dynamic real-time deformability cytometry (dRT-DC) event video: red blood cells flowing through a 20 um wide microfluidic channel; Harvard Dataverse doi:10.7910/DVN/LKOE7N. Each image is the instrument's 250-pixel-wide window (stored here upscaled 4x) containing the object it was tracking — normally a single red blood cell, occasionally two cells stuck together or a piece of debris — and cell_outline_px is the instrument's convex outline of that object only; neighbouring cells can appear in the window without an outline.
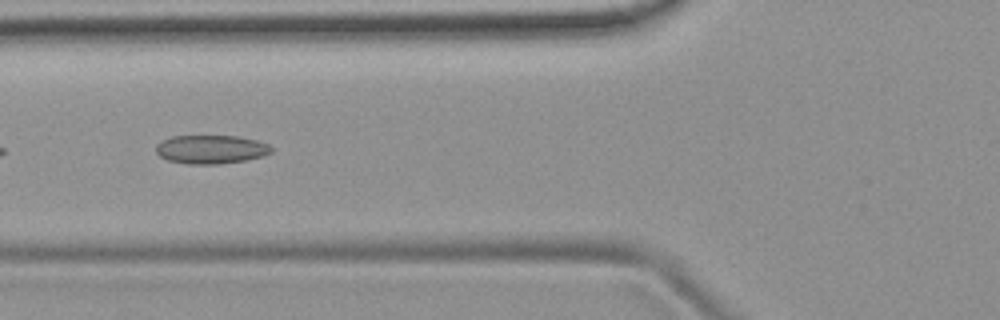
{"species": "common noctule bat (a hibernating species)", "species_latin": "Nyctalus noctula", "temperature_condition": "room temperature", "stored_images_in_passage": 8, "camera_frame_rate_fps": 3000, "um_per_image_px": 0.085, "animal": {"sex": "female", "body_mass_g": 19.9}, "frame": {"image": 1, "passage_image": 5, "time_ms": 5.667, "image_size_px": [1000, 320], "cell_outline_px": [[272, 152], [264, 156], [248, 160], [220, 164], [188, 164], [168, 160], [160, 156], [156, 152], [156, 144], [172, 136], [236, 136], [256, 140], [268, 144], [272, 148]], "centroid_in_image_um": [17.95, 12.7], "position_along_channel_um": 107.8, "area_um2": 19.31}}
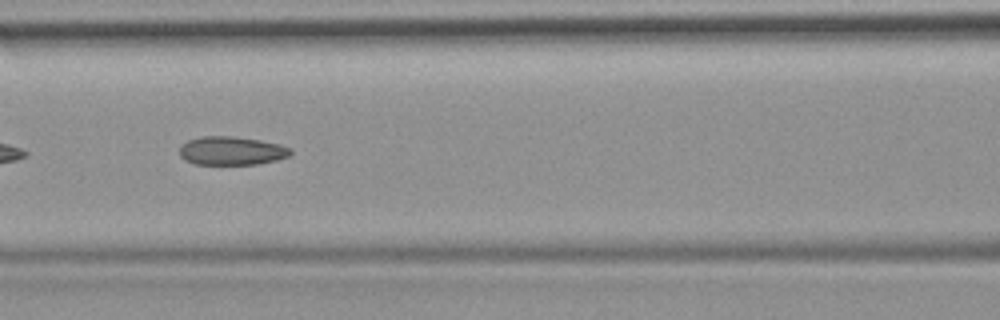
{"frame": {"image": 2, "passage_image": 6, "time_ms": 6.667, "image_size_px": [1000, 320], "cell_outline_px": [[292, 152], [288, 156], [276, 160], [256, 164], [196, 164], [184, 160], [180, 156], [180, 148], [188, 140], [204, 136], [232, 136], [260, 140], [280, 144], [292, 148]], "centroid_in_image_um": [19.7, 12.81], "position_along_channel_um": 146.9, "area_um2": 18.38}}
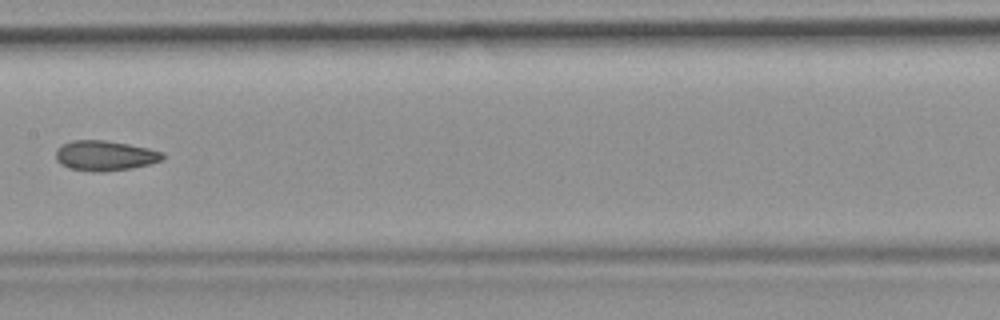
{"frame": {"image": 3, "passage_image": 7, "time_ms": 8.0, "image_size_px": [1000, 320], "cell_outline_px": [[164, 160], [132, 168], [104, 172], [92, 172], [68, 168], [60, 164], [56, 160], [56, 152], [64, 144], [72, 140], [104, 140], [128, 144], [148, 148], [164, 152]], "centroid_in_image_um": [8.94, 13.24], "position_along_channel_um": 198.5, "area_um2": 18.79}}